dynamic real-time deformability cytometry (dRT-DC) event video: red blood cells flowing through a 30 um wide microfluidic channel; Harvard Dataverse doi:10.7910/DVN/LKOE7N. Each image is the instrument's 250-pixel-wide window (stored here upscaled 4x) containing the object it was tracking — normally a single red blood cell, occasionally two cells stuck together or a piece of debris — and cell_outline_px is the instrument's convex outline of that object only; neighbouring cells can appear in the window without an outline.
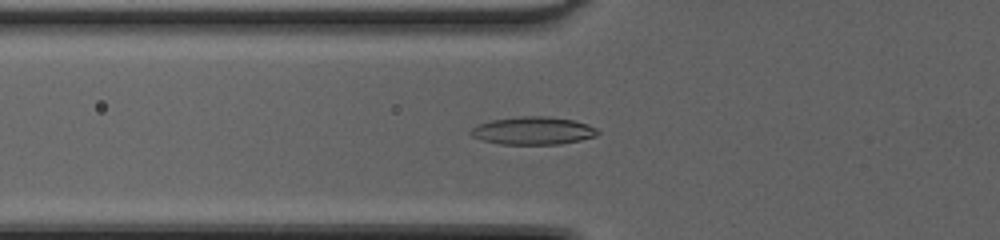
{"species": "common noctule bat (a hibernating species)", "species_latin": "Nyctalus noctula", "temperature_condition": "cold", "stored_images_in_passage": 50, "camera_frame_rate_fps": 3000, "um_per_image_px": 0.085, "animal": {"sex": "female", "body_mass_g": 20.0, "forearm_length_mm": 54.0}, "frame": {"image": 1, "passage_image": 20, "time_ms": 6.333, "image_size_px": [1000, 240], "cell_outline_px": [[600, 132], [596, 136], [580, 140], [560, 144], [500, 144], [484, 140], [472, 136], [468, 132], [476, 124], [492, 120], [520, 116], [548, 116], [572, 120], [588, 124], [596, 128]], "centroid_in_image_um": [45.31, 11.1], "position_along_channel_um": 80.5, "area_um2": 20.58}}
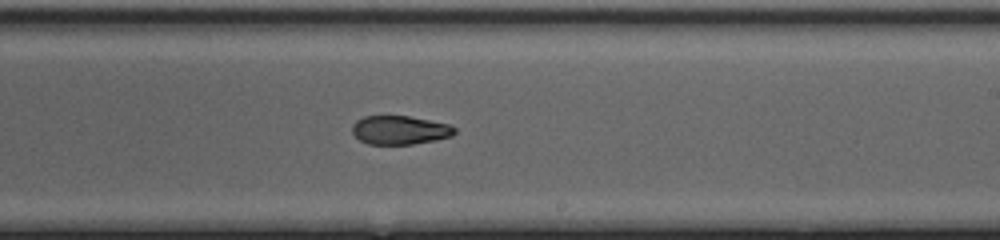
{"frame": {"image": 2, "passage_image": 32, "time_ms": 10.333, "image_size_px": [1000, 240], "cell_outline_px": [[456, 132], [452, 136], [436, 140], [412, 144], [368, 144], [360, 140], [352, 132], [352, 124], [356, 120], [364, 116], [408, 116], [448, 124], [456, 128]], "centroid_in_image_um": [33.98, 11.06], "position_along_channel_um": 255.0, "area_um2": 17.11}}
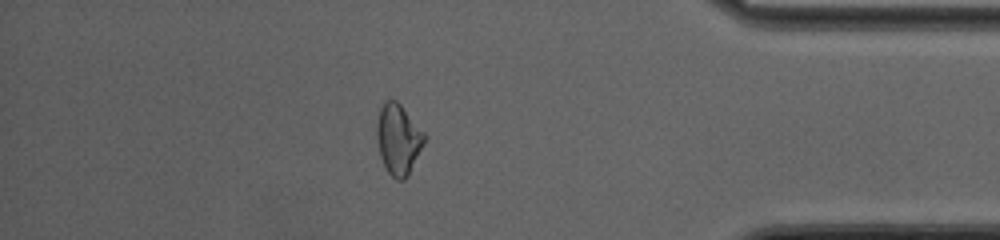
{"frame": {"image": 3, "passage_image": 44, "time_ms": 14.333, "image_size_px": [1000, 240], "cell_outline_px": [[428, 136], [408, 176], [404, 180], [396, 180], [388, 172], [380, 156], [376, 136], [376, 124], [380, 108], [384, 100], [396, 100], [400, 104]], "centroid_in_image_um": [33.86, 11.83], "position_along_channel_um": 401.3, "area_um2": 19.71}, "authors_computed_cell_mechanics": {"area_um2": 19.4497, "velocity_mm_per_s": 4.3417, "shape_relaxation_time_tau1_ms": null, "shape_relaxation_time_tau2_ms": 2.8934, "deformation_change_tau1": null, "deformation_change_tau2": 0.0826}}